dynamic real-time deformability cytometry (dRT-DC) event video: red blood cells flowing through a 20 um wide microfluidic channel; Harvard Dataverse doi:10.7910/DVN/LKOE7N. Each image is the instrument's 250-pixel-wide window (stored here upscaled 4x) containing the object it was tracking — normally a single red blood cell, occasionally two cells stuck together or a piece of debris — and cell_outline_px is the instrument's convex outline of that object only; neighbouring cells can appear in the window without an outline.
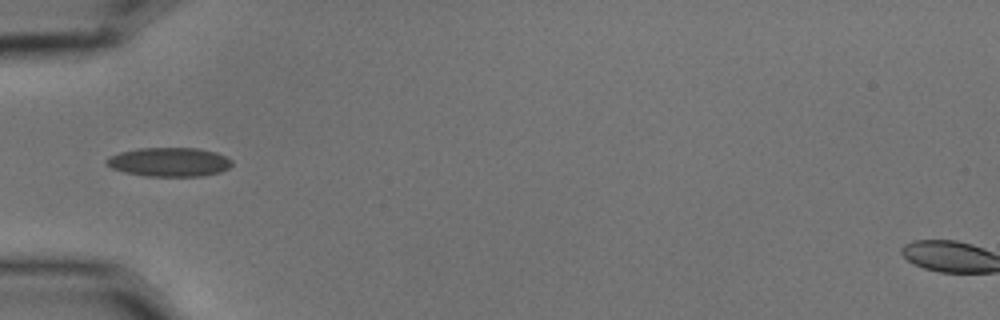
{"species": "common noctule bat (a hibernating species)", "species_latin": "Nyctalus noctula", "temperature_condition": "cold", "stored_images_in_passage": 6, "camera_frame_rate_fps": 3000, "um_per_image_px": 0.085, "animal": {"sex": "male", "body_mass_g": 15.6}, "frame": {"image": 1, "passage_image": 5, "time_ms": 1.333, "image_size_px": [1000, 320], "cell_outline_px": [[232, 164], [228, 168], [220, 172], [200, 176], [144, 176], [124, 172], [112, 168], [104, 164], [104, 160], [108, 156], [120, 152], [136, 148], [196, 148], [216, 152], [232, 160]], "centroid_in_image_um": [14.33, 13.77], "position_along_channel_um": 70.7, "area_um2": 21.33}}